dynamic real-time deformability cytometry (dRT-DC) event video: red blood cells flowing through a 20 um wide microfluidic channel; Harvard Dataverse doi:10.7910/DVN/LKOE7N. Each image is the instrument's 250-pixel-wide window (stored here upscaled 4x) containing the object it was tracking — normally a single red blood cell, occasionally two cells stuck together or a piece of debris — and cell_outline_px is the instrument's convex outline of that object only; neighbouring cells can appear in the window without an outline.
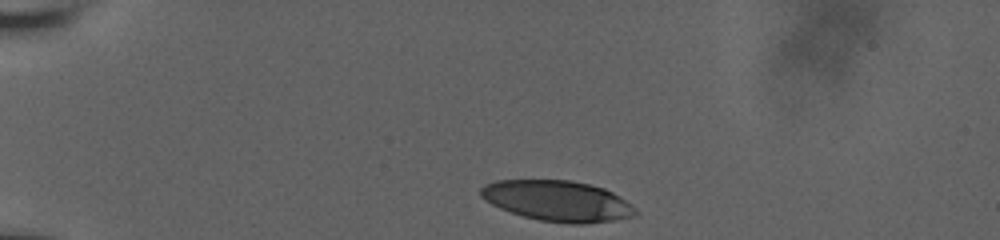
{"species": "human", "species_latin": "Homo sapiens", "temperature_condition": "room temperature", "stored_images_in_passage": 36, "camera_frame_rate_fps": 3000, "um_per_image_px": 0.085, "donor": {"sex": "male"}, "frame": {"image": 1, "passage_image": 1, "time_ms": 0.0, "image_size_px": [1000, 240], "cell_outline_px": [[636, 216], [616, 220], [584, 224], [568, 224], [540, 220], [524, 216], [500, 208], [484, 200], [480, 196], [480, 188], [484, 184], [496, 180], [568, 180], [588, 184], [604, 188], [612, 192], [624, 200], [636, 212]], "centroid_in_image_um": [47.35, 17.08], "position_along_channel_um": 37.7, "area_um2": 36.47}}
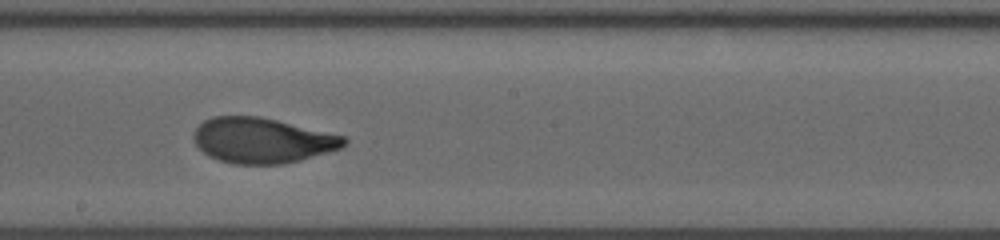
{"frame": {"image": 2, "passage_image": 21, "time_ms": 6.667, "image_size_px": [1000, 240], "cell_outline_px": [[348, 144], [344, 148], [300, 160], [284, 164], [232, 164], [208, 156], [196, 144], [192, 136], [196, 128], [204, 120], [212, 116], [260, 116], [348, 136]], "centroid_in_image_um": [22.35, 11.93], "position_along_channel_um": 225.9, "area_um2": 40.17}}
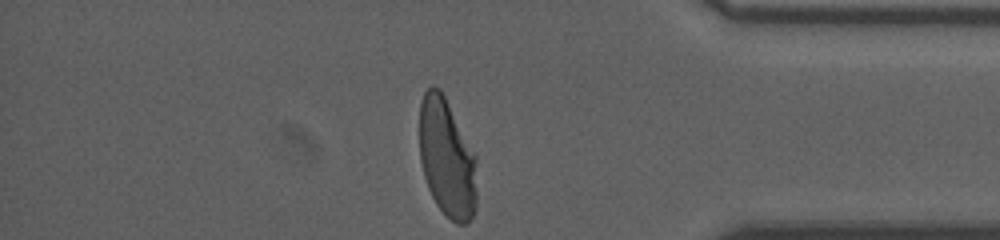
{"frame": {"image": 3, "passage_image": 36, "time_ms": 11.667, "image_size_px": [1000, 240], "cell_outline_px": [[476, 208], [472, 216], [464, 224], [456, 224], [436, 204], [428, 188], [424, 176], [420, 160], [420, 100], [424, 92], [432, 84], [440, 88], [476, 156]], "centroid_in_image_um": [37.98, 13.42], "position_along_channel_um": 397.2, "area_um2": 39.59}, "authors_computed_cell_mechanics": {"area_um2": 40.171, "velocity_mm_per_s": 3.8211, "shape_relaxation_time_tau1_ms": 4.4183, "shape_relaxation_time_tau2_ms": 0.8589, "deformation_change_tau1": 0.2094, "deformation_change_tau2": 0.0623}}